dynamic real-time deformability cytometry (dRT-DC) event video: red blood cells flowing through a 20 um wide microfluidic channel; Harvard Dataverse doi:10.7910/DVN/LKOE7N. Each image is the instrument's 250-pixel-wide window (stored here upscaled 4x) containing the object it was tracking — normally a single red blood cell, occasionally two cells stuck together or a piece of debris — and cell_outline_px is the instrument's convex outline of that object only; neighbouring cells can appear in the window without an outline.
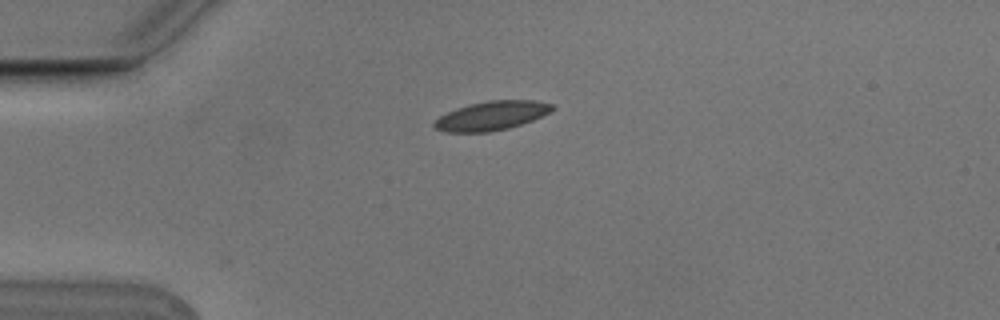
{"species": "Egyptian fruit bat (a non-hibernating species)", "species_latin": "Rousettus aegyptiacus", "temperature_condition": "cold", "stored_images_in_passage": 8, "camera_frame_rate_fps": 3000, "um_per_image_px": 0.085, "animal": {"sex": "male"}, "frame": {"image": 1, "passage_image": 1, "time_ms": 0.0, "image_size_px": [1000, 320], "cell_outline_px": [[556, 108], [532, 120], [508, 128], [488, 132], [444, 132], [436, 128], [432, 124], [440, 116], [456, 108], [488, 100], [532, 100], [552, 104]], "centroid_in_image_um": [41.77, 9.83], "position_along_channel_um": 43.2, "area_um2": 19.65}}
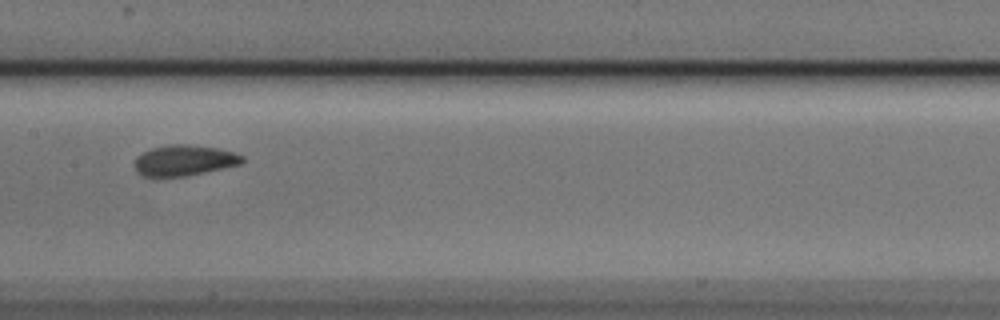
{"frame": {"image": 2, "passage_image": 5, "time_ms": 1.333, "image_size_px": [1000, 320], "cell_outline_px": [[244, 160], [240, 164], [204, 172], [184, 176], [144, 176], [136, 172], [132, 164], [136, 156], [152, 148], [168, 144], [188, 144], [216, 148], [232, 152], [244, 156]], "centroid_in_image_um": [15.6, 13.62], "position_along_channel_um": 191.8, "area_um2": 19.19}}
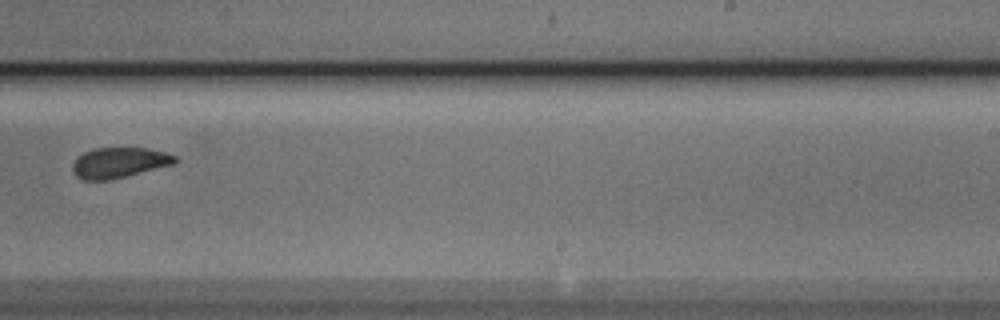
{"frame": {"image": 3, "passage_image": 7, "time_ms": 2.0, "image_size_px": [1000, 320], "cell_outline_px": [[180, 160], [176, 164], [112, 180], [84, 180], [76, 176], [72, 168], [72, 164], [84, 152], [96, 148], [148, 148], [164, 152], [176, 156]], "centroid_in_image_um": [10.19, 13.83], "position_along_channel_um": 278.8, "area_um2": 18.32}}